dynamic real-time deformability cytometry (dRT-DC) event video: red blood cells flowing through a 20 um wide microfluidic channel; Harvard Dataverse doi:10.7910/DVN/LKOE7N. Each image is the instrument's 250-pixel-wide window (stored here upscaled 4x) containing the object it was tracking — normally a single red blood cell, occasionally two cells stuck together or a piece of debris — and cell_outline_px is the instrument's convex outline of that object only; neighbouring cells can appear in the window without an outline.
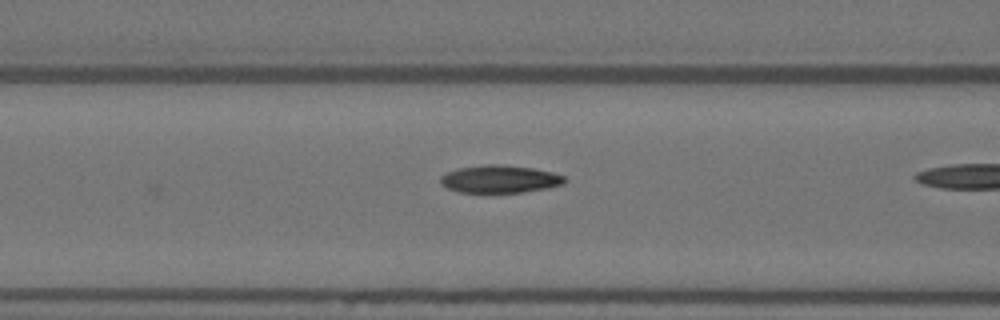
{"species": "Egyptian fruit bat (a non-hibernating species)", "species_latin": "Rousettus aegyptiacus", "temperature_condition": "warm", "stored_images_in_passage": 7, "camera_frame_rate_fps": 3000, "um_per_image_px": 0.085, "animal": {"sex": "female"}, "frame": {"image": 1, "passage_image": 6, "time_ms": 1.667, "image_size_px": [1000, 320], "cell_outline_px": [[568, 180], [564, 184], [548, 188], [520, 192], [460, 192], [448, 188], [440, 184], [440, 176], [444, 172], [456, 168], [488, 164], [504, 164], [532, 168], [552, 172], [564, 176]], "centroid_in_image_um": [42.47, 15.21], "position_along_channel_um": 124.1, "area_um2": 20.17}}